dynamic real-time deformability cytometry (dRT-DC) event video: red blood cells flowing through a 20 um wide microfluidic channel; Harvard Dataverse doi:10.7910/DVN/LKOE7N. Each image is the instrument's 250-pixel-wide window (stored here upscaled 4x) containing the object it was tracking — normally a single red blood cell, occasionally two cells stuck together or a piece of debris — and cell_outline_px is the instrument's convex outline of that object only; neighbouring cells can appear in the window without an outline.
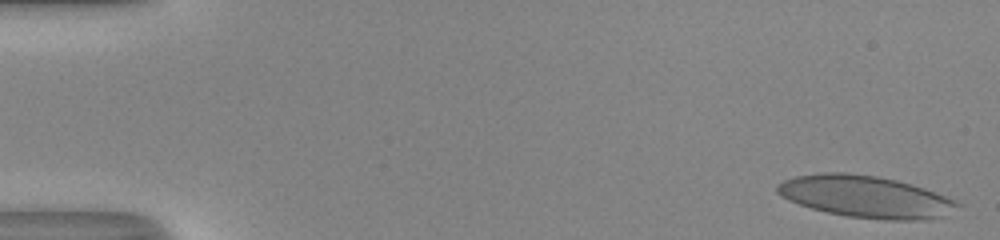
{"species": "human", "species_latin": "Homo sapiens", "temperature_condition": "room temperature", "stored_images_in_passage": 50, "camera_frame_rate_fps": 3000, "um_per_image_px": 0.085, "donor": {"sex": "male"}, "frame": {"image": 1, "passage_image": 1, "time_ms": 0.0, "image_size_px": [1000, 240], "cell_outline_px": [[964, 204], [940, 216], [928, 220], [888, 220], [848, 216], [828, 212], [812, 208], [788, 200], [780, 196], [776, 192], [776, 184], [784, 180], [796, 176], [824, 172], [844, 172], [876, 176], [896, 180], [912, 184], [924, 188], [956, 200]], "centroid_in_image_um": [73.56, 16.71], "position_along_channel_um": 11.4, "area_um2": 43.87}}
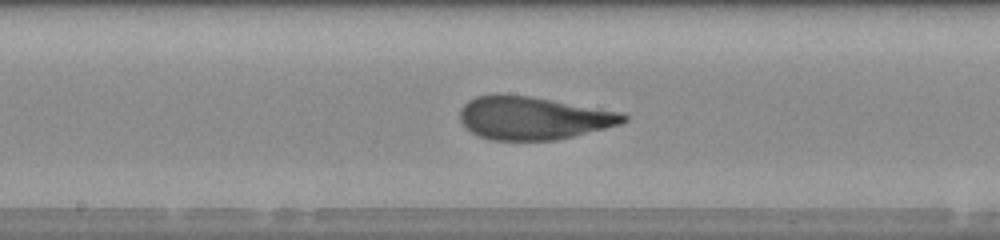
{"frame": {"image": 2, "passage_image": 26, "time_ms": 8.333, "image_size_px": [1000, 240], "cell_outline_px": [[628, 120], [620, 124], [556, 140], [492, 140], [480, 136], [472, 132], [460, 120], [460, 108], [468, 100], [476, 96], [532, 96], [624, 112], [628, 116]], "centroid_in_image_um": [45.37, 10.04], "position_along_channel_um": 202.8, "area_um2": 40.52}}
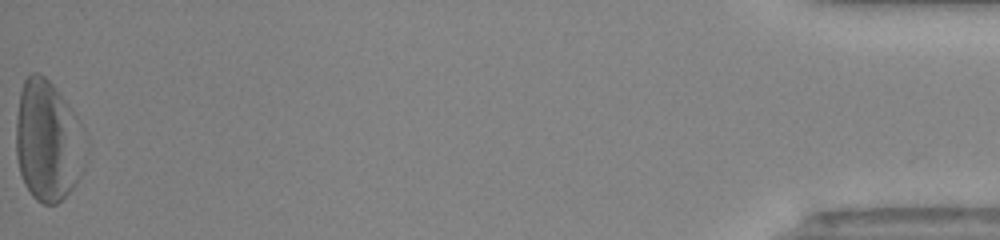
{"frame": {"image": 3, "passage_image": 50, "time_ms": 16.333, "image_size_px": [1000, 240], "cell_outline_px": [[76, 184], [56, 204], [44, 204], [36, 200], [32, 196], [24, 184], [20, 172], [16, 156], [16, 116], [20, 92], [24, 80], [32, 72], [36, 72], [44, 76], [52, 84], [76, 116]], "centroid_in_image_um": [3.87, 11.95], "position_along_channel_um": 431.3, "area_um2": 45.78}, "authors_computed_cell_mechanics": {"area_um2": 41.4137, "velocity_mm_per_s": 4.0839, "shape_relaxation_time_tau1_ms": 5.7799, "shape_relaxation_time_tau2_ms": 0.7378, "deformation_change_tau1": 0.199, "deformation_change_tau2": 0.0755}}